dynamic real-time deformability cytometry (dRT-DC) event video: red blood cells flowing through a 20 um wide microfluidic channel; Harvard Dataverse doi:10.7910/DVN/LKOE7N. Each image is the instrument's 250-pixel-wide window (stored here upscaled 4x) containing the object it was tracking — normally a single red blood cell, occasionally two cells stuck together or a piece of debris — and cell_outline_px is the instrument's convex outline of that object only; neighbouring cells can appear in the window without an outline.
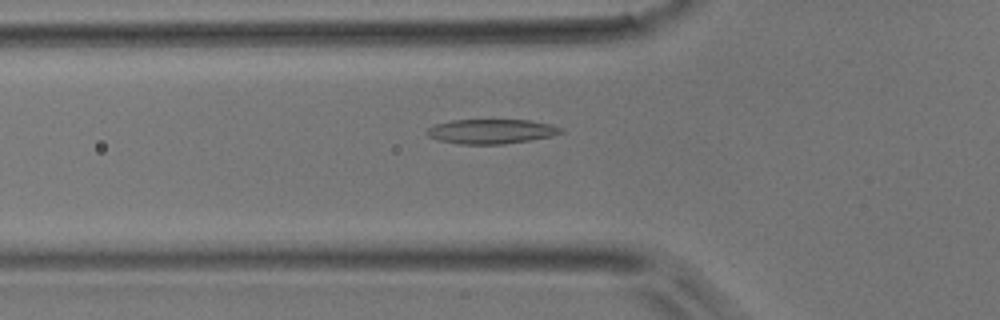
{"species": "common noctule bat (a hibernating species)", "species_latin": "Nyctalus noctula", "temperature_condition": "room temperature", "stored_images_in_passage": 8, "camera_frame_rate_fps": 3000, "um_per_image_px": 0.085, "animal": {"sex": "male", "body_mass_g": 17.9}, "frame": {"image": 1, "passage_image": 6, "time_ms": 1.667, "image_size_px": [1000, 320], "cell_outline_px": [[564, 132], [552, 136], [504, 144], [460, 144], [440, 140], [428, 136], [424, 132], [428, 128], [436, 124], [452, 120], [528, 120], [552, 124], [564, 128]], "centroid_in_image_um": [41.78, 11.16], "position_along_channel_um": 84.0, "area_um2": 19.19}}